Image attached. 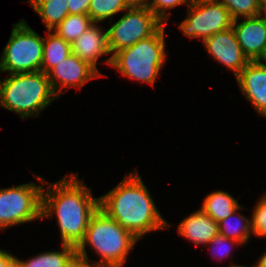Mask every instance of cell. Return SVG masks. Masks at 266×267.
Masks as SVG:
<instances>
[{
	"label": "cell",
	"mask_w": 266,
	"mask_h": 267,
	"mask_svg": "<svg viewBox=\"0 0 266 267\" xmlns=\"http://www.w3.org/2000/svg\"><path fill=\"white\" fill-rule=\"evenodd\" d=\"M78 173L65 175L59 181L47 183L42 190V219L54 214L59 226L61 244L77 248L83 241L90 218L99 208V197L94 198Z\"/></svg>",
	"instance_id": "1"
},
{
	"label": "cell",
	"mask_w": 266,
	"mask_h": 267,
	"mask_svg": "<svg viewBox=\"0 0 266 267\" xmlns=\"http://www.w3.org/2000/svg\"><path fill=\"white\" fill-rule=\"evenodd\" d=\"M135 170L99 197V208L136 238L142 239L147 233L167 229L170 225L156 208L150 192Z\"/></svg>",
	"instance_id": "2"
},
{
	"label": "cell",
	"mask_w": 266,
	"mask_h": 267,
	"mask_svg": "<svg viewBox=\"0 0 266 267\" xmlns=\"http://www.w3.org/2000/svg\"><path fill=\"white\" fill-rule=\"evenodd\" d=\"M139 239L109 217L102 209L90 218L83 241L76 248L80 267H123L129 251ZM91 245L101 259L91 265L86 245Z\"/></svg>",
	"instance_id": "3"
},
{
	"label": "cell",
	"mask_w": 266,
	"mask_h": 267,
	"mask_svg": "<svg viewBox=\"0 0 266 267\" xmlns=\"http://www.w3.org/2000/svg\"><path fill=\"white\" fill-rule=\"evenodd\" d=\"M54 94L46 73L9 74L0 80V107L20 118L37 117L52 101Z\"/></svg>",
	"instance_id": "4"
},
{
	"label": "cell",
	"mask_w": 266,
	"mask_h": 267,
	"mask_svg": "<svg viewBox=\"0 0 266 267\" xmlns=\"http://www.w3.org/2000/svg\"><path fill=\"white\" fill-rule=\"evenodd\" d=\"M165 24L151 37L116 52L105 63L116 68L123 77L154 85L166 62Z\"/></svg>",
	"instance_id": "5"
},
{
	"label": "cell",
	"mask_w": 266,
	"mask_h": 267,
	"mask_svg": "<svg viewBox=\"0 0 266 267\" xmlns=\"http://www.w3.org/2000/svg\"><path fill=\"white\" fill-rule=\"evenodd\" d=\"M8 43L0 59V71L9 74L41 71L43 37L39 36L24 19L13 24Z\"/></svg>",
	"instance_id": "6"
},
{
	"label": "cell",
	"mask_w": 266,
	"mask_h": 267,
	"mask_svg": "<svg viewBox=\"0 0 266 267\" xmlns=\"http://www.w3.org/2000/svg\"><path fill=\"white\" fill-rule=\"evenodd\" d=\"M41 182L21 184L0 189V229L15 226L36 219H42V190L46 181L34 175Z\"/></svg>",
	"instance_id": "7"
},
{
	"label": "cell",
	"mask_w": 266,
	"mask_h": 267,
	"mask_svg": "<svg viewBox=\"0 0 266 267\" xmlns=\"http://www.w3.org/2000/svg\"><path fill=\"white\" fill-rule=\"evenodd\" d=\"M163 25L148 7H128L126 13L106 30L111 55L151 37Z\"/></svg>",
	"instance_id": "8"
},
{
	"label": "cell",
	"mask_w": 266,
	"mask_h": 267,
	"mask_svg": "<svg viewBox=\"0 0 266 267\" xmlns=\"http://www.w3.org/2000/svg\"><path fill=\"white\" fill-rule=\"evenodd\" d=\"M233 25L228 9L218 0H192L187 17L178 28L190 38L202 43L213 34L227 30Z\"/></svg>",
	"instance_id": "9"
},
{
	"label": "cell",
	"mask_w": 266,
	"mask_h": 267,
	"mask_svg": "<svg viewBox=\"0 0 266 267\" xmlns=\"http://www.w3.org/2000/svg\"><path fill=\"white\" fill-rule=\"evenodd\" d=\"M51 88L57 97L67 91L65 88H82L91 79L102 76L88 62L71 53L47 73ZM63 89V90H62Z\"/></svg>",
	"instance_id": "10"
},
{
	"label": "cell",
	"mask_w": 266,
	"mask_h": 267,
	"mask_svg": "<svg viewBox=\"0 0 266 267\" xmlns=\"http://www.w3.org/2000/svg\"><path fill=\"white\" fill-rule=\"evenodd\" d=\"M203 44L212 58L232 70L235 76L250 62L241 49L232 27L213 34Z\"/></svg>",
	"instance_id": "11"
},
{
	"label": "cell",
	"mask_w": 266,
	"mask_h": 267,
	"mask_svg": "<svg viewBox=\"0 0 266 267\" xmlns=\"http://www.w3.org/2000/svg\"><path fill=\"white\" fill-rule=\"evenodd\" d=\"M233 20L232 28L237 41L249 61H255L266 46V17L263 14L255 17Z\"/></svg>",
	"instance_id": "12"
},
{
	"label": "cell",
	"mask_w": 266,
	"mask_h": 267,
	"mask_svg": "<svg viewBox=\"0 0 266 267\" xmlns=\"http://www.w3.org/2000/svg\"><path fill=\"white\" fill-rule=\"evenodd\" d=\"M242 94L259 115L266 117V69L250 61L236 76Z\"/></svg>",
	"instance_id": "13"
},
{
	"label": "cell",
	"mask_w": 266,
	"mask_h": 267,
	"mask_svg": "<svg viewBox=\"0 0 266 267\" xmlns=\"http://www.w3.org/2000/svg\"><path fill=\"white\" fill-rule=\"evenodd\" d=\"M72 53L81 60L88 62L99 73L97 61L103 55H109L111 52L108 46L107 31L94 23L85 32H83L73 43H71Z\"/></svg>",
	"instance_id": "14"
},
{
	"label": "cell",
	"mask_w": 266,
	"mask_h": 267,
	"mask_svg": "<svg viewBox=\"0 0 266 267\" xmlns=\"http://www.w3.org/2000/svg\"><path fill=\"white\" fill-rule=\"evenodd\" d=\"M179 236H183L195 246L207 244L219 233L218 223L201 209L184 218L177 228Z\"/></svg>",
	"instance_id": "15"
},
{
	"label": "cell",
	"mask_w": 266,
	"mask_h": 267,
	"mask_svg": "<svg viewBox=\"0 0 266 267\" xmlns=\"http://www.w3.org/2000/svg\"><path fill=\"white\" fill-rule=\"evenodd\" d=\"M61 245V251H46L26 261L15 256V267H80L76 248L67 244Z\"/></svg>",
	"instance_id": "16"
},
{
	"label": "cell",
	"mask_w": 266,
	"mask_h": 267,
	"mask_svg": "<svg viewBox=\"0 0 266 267\" xmlns=\"http://www.w3.org/2000/svg\"><path fill=\"white\" fill-rule=\"evenodd\" d=\"M47 38L43 37V57L41 71L47 73L61 61L65 60L71 53V43L57 36L52 31H46Z\"/></svg>",
	"instance_id": "17"
},
{
	"label": "cell",
	"mask_w": 266,
	"mask_h": 267,
	"mask_svg": "<svg viewBox=\"0 0 266 267\" xmlns=\"http://www.w3.org/2000/svg\"><path fill=\"white\" fill-rule=\"evenodd\" d=\"M240 206L237 199H234L229 193L214 191L205 197L201 210L218 223L231 215Z\"/></svg>",
	"instance_id": "18"
},
{
	"label": "cell",
	"mask_w": 266,
	"mask_h": 267,
	"mask_svg": "<svg viewBox=\"0 0 266 267\" xmlns=\"http://www.w3.org/2000/svg\"><path fill=\"white\" fill-rule=\"evenodd\" d=\"M48 31L53 30L68 14V0H28Z\"/></svg>",
	"instance_id": "19"
},
{
	"label": "cell",
	"mask_w": 266,
	"mask_h": 267,
	"mask_svg": "<svg viewBox=\"0 0 266 267\" xmlns=\"http://www.w3.org/2000/svg\"><path fill=\"white\" fill-rule=\"evenodd\" d=\"M241 208L244 209L243 206H240L227 218L219 221L218 231L220 235H223L226 238L236 240L243 245L246 244L250 239L252 231L250 219L244 217L238 212V210ZM231 218L235 220L237 218L236 223H234V225L230 223Z\"/></svg>",
	"instance_id": "20"
},
{
	"label": "cell",
	"mask_w": 266,
	"mask_h": 267,
	"mask_svg": "<svg viewBox=\"0 0 266 267\" xmlns=\"http://www.w3.org/2000/svg\"><path fill=\"white\" fill-rule=\"evenodd\" d=\"M94 22L89 15L68 14L53 31L57 36L69 43H73L83 32H85Z\"/></svg>",
	"instance_id": "21"
},
{
	"label": "cell",
	"mask_w": 266,
	"mask_h": 267,
	"mask_svg": "<svg viewBox=\"0 0 266 267\" xmlns=\"http://www.w3.org/2000/svg\"><path fill=\"white\" fill-rule=\"evenodd\" d=\"M129 6L125 0H91L88 15L94 23H99L119 12L126 11Z\"/></svg>",
	"instance_id": "22"
},
{
	"label": "cell",
	"mask_w": 266,
	"mask_h": 267,
	"mask_svg": "<svg viewBox=\"0 0 266 267\" xmlns=\"http://www.w3.org/2000/svg\"><path fill=\"white\" fill-rule=\"evenodd\" d=\"M229 11L233 20L240 16L243 18L255 17L263 14V9L258 0H218Z\"/></svg>",
	"instance_id": "23"
},
{
	"label": "cell",
	"mask_w": 266,
	"mask_h": 267,
	"mask_svg": "<svg viewBox=\"0 0 266 267\" xmlns=\"http://www.w3.org/2000/svg\"><path fill=\"white\" fill-rule=\"evenodd\" d=\"M250 221L252 234L266 237V194L259 199L254 207Z\"/></svg>",
	"instance_id": "24"
},
{
	"label": "cell",
	"mask_w": 266,
	"mask_h": 267,
	"mask_svg": "<svg viewBox=\"0 0 266 267\" xmlns=\"http://www.w3.org/2000/svg\"><path fill=\"white\" fill-rule=\"evenodd\" d=\"M191 2L192 0H151L148 8L163 24H167L166 20L171 16L167 13V10L173 9L181 4L190 5Z\"/></svg>",
	"instance_id": "25"
},
{
	"label": "cell",
	"mask_w": 266,
	"mask_h": 267,
	"mask_svg": "<svg viewBox=\"0 0 266 267\" xmlns=\"http://www.w3.org/2000/svg\"><path fill=\"white\" fill-rule=\"evenodd\" d=\"M227 244L228 245L230 244V245L228 246ZM232 244L233 245L234 244L239 245V246L241 245V243H239L238 241L230 239V238H226L223 235H220L218 233L207 245L210 246L208 248H210L209 250H211L212 254L214 255L213 257H215L217 259H222L223 257H227L230 254V250H231L230 247L232 246ZM211 245H212V247H211ZM226 246H228V247H226ZM213 247L215 248V251H212V250H214ZM217 254L219 257L217 256Z\"/></svg>",
	"instance_id": "26"
},
{
	"label": "cell",
	"mask_w": 266,
	"mask_h": 267,
	"mask_svg": "<svg viewBox=\"0 0 266 267\" xmlns=\"http://www.w3.org/2000/svg\"><path fill=\"white\" fill-rule=\"evenodd\" d=\"M91 0H68L69 14L88 15Z\"/></svg>",
	"instance_id": "27"
},
{
	"label": "cell",
	"mask_w": 266,
	"mask_h": 267,
	"mask_svg": "<svg viewBox=\"0 0 266 267\" xmlns=\"http://www.w3.org/2000/svg\"><path fill=\"white\" fill-rule=\"evenodd\" d=\"M0 267H15V256L0 249Z\"/></svg>",
	"instance_id": "28"
},
{
	"label": "cell",
	"mask_w": 266,
	"mask_h": 267,
	"mask_svg": "<svg viewBox=\"0 0 266 267\" xmlns=\"http://www.w3.org/2000/svg\"><path fill=\"white\" fill-rule=\"evenodd\" d=\"M129 7H148L150 0H125Z\"/></svg>",
	"instance_id": "29"
},
{
	"label": "cell",
	"mask_w": 266,
	"mask_h": 267,
	"mask_svg": "<svg viewBox=\"0 0 266 267\" xmlns=\"http://www.w3.org/2000/svg\"><path fill=\"white\" fill-rule=\"evenodd\" d=\"M265 61L264 63L262 62ZM255 62L260 66L266 69V46L261 51L260 55L255 59Z\"/></svg>",
	"instance_id": "30"
},
{
	"label": "cell",
	"mask_w": 266,
	"mask_h": 267,
	"mask_svg": "<svg viewBox=\"0 0 266 267\" xmlns=\"http://www.w3.org/2000/svg\"><path fill=\"white\" fill-rule=\"evenodd\" d=\"M256 267H266V252L259 258Z\"/></svg>",
	"instance_id": "31"
},
{
	"label": "cell",
	"mask_w": 266,
	"mask_h": 267,
	"mask_svg": "<svg viewBox=\"0 0 266 267\" xmlns=\"http://www.w3.org/2000/svg\"><path fill=\"white\" fill-rule=\"evenodd\" d=\"M260 6L262 7V9H264L266 7V0H258Z\"/></svg>",
	"instance_id": "32"
},
{
	"label": "cell",
	"mask_w": 266,
	"mask_h": 267,
	"mask_svg": "<svg viewBox=\"0 0 266 267\" xmlns=\"http://www.w3.org/2000/svg\"><path fill=\"white\" fill-rule=\"evenodd\" d=\"M229 267H245L244 265H236V264H232L231 266ZM247 267H256V265H252V266H247Z\"/></svg>",
	"instance_id": "33"
}]
</instances>
